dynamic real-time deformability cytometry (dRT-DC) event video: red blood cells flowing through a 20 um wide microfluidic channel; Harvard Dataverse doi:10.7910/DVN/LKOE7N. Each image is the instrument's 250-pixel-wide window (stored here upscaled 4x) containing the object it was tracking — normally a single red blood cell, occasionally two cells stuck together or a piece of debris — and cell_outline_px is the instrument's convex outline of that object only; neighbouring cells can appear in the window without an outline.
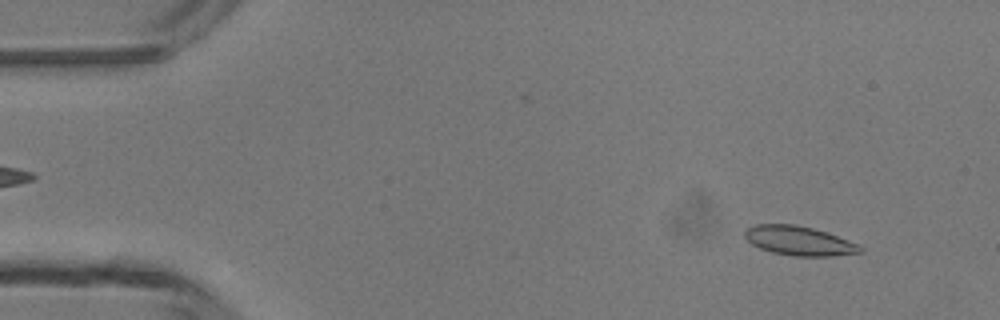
{"species": "common noctule bat (a hibernating species)", "species_latin": "Nyctalus noctula", "temperature_condition": "room temperature", "stored_images_in_passage": 5, "camera_frame_rate_fps": 3000, "um_per_image_px": 0.085, "animal": {"sex": "male", "body_mass_g": 13.3}, "frame": {"image": 1, "passage_image": 1, "time_ms": 0.0, "image_size_px": [1000, 320], "cell_outline_px": [[864, 248], [860, 252], [832, 256], [792, 256], [772, 252], [760, 248], [752, 244], [744, 236], [744, 232], [748, 228], [756, 224], [796, 224], [812, 228], [860, 244]], "centroid_in_image_um": [67.91, 20.47], "position_along_channel_um": 17.1, "area_um2": 19.54}}
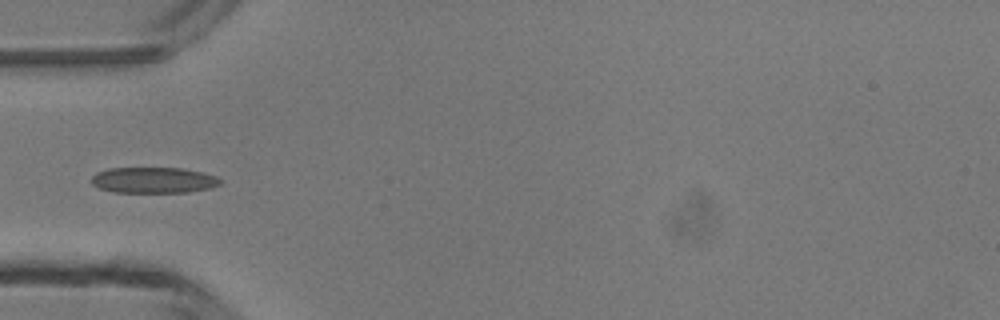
{"frame": {"image": 2, "passage_image": 4, "time_ms": 3.667, "image_size_px": [1000, 320], "cell_outline_px": [[224, 180], [220, 184], [212, 188], [188, 192], [112, 192], [100, 188], [92, 184], [92, 176], [96, 172], [108, 168], [184, 168], [204, 172], [216, 176]], "centroid_in_image_um": [13.1, 15.31], "position_along_channel_um": 71.9, "area_um2": 19.65}}
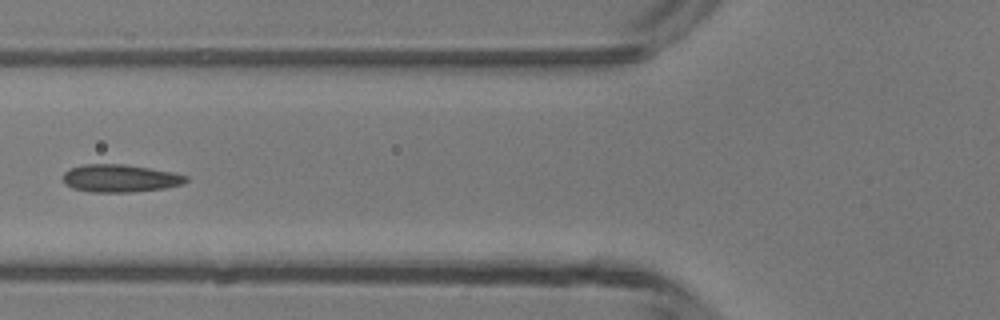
{"frame": {"image": 3, "passage_image": 5, "time_ms": 4.667, "image_size_px": [1000, 320], "cell_outline_px": [[188, 180], [184, 184], [164, 188], [128, 192], [88, 192], [72, 188], [64, 184], [64, 172], [72, 168], [84, 164], [124, 164], [172, 172], [188, 176]], "centroid_in_image_um": [10.2, 15.16], "position_along_channel_um": 115.6, "area_um2": 19.77}}